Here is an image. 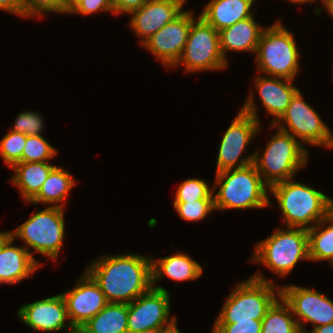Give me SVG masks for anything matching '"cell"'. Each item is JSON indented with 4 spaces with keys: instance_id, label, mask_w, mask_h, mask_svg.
Segmentation results:
<instances>
[{
    "instance_id": "cell-1",
    "label": "cell",
    "mask_w": 333,
    "mask_h": 333,
    "mask_svg": "<svg viewBox=\"0 0 333 333\" xmlns=\"http://www.w3.org/2000/svg\"><path fill=\"white\" fill-rule=\"evenodd\" d=\"M152 257L139 254L100 256L85 271L108 303H131L152 288Z\"/></svg>"
},
{
    "instance_id": "cell-2",
    "label": "cell",
    "mask_w": 333,
    "mask_h": 333,
    "mask_svg": "<svg viewBox=\"0 0 333 333\" xmlns=\"http://www.w3.org/2000/svg\"><path fill=\"white\" fill-rule=\"evenodd\" d=\"M270 193L276 198L289 228L309 230L333 209V198L312 186L295 182L294 178L272 185Z\"/></svg>"
},
{
    "instance_id": "cell-3",
    "label": "cell",
    "mask_w": 333,
    "mask_h": 333,
    "mask_svg": "<svg viewBox=\"0 0 333 333\" xmlns=\"http://www.w3.org/2000/svg\"><path fill=\"white\" fill-rule=\"evenodd\" d=\"M215 210L265 208L272 205L270 187L254 164L216 173L213 192Z\"/></svg>"
},
{
    "instance_id": "cell-4",
    "label": "cell",
    "mask_w": 333,
    "mask_h": 333,
    "mask_svg": "<svg viewBox=\"0 0 333 333\" xmlns=\"http://www.w3.org/2000/svg\"><path fill=\"white\" fill-rule=\"evenodd\" d=\"M275 286L273 279L265 278L259 271L247 280L238 282L227 297L215 323L262 320L281 297L280 286Z\"/></svg>"
},
{
    "instance_id": "cell-5",
    "label": "cell",
    "mask_w": 333,
    "mask_h": 333,
    "mask_svg": "<svg viewBox=\"0 0 333 333\" xmlns=\"http://www.w3.org/2000/svg\"><path fill=\"white\" fill-rule=\"evenodd\" d=\"M256 149L254 162L263 181L272 185L294 178L297 171L306 166L309 152L290 133L278 128L271 136L262 155Z\"/></svg>"
},
{
    "instance_id": "cell-6",
    "label": "cell",
    "mask_w": 333,
    "mask_h": 333,
    "mask_svg": "<svg viewBox=\"0 0 333 333\" xmlns=\"http://www.w3.org/2000/svg\"><path fill=\"white\" fill-rule=\"evenodd\" d=\"M251 262L261 263L271 272L286 277L302 260L309 259L308 230L278 228L254 248Z\"/></svg>"
},
{
    "instance_id": "cell-7",
    "label": "cell",
    "mask_w": 333,
    "mask_h": 333,
    "mask_svg": "<svg viewBox=\"0 0 333 333\" xmlns=\"http://www.w3.org/2000/svg\"><path fill=\"white\" fill-rule=\"evenodd\" d=\"M293 32L278 21L265 27L256 51L257 69L271 77L294 80L299 71V58Z\"/></svg>"
},
{
    "instance_id": "cell-8",
    "label": "cell",
    "mask_w": 333,
    "mask_h": 333,
    "mask_svg": "<svg viewBox=\"0 0 333 333\" xmlns=\"http://www.w3.org/2000/svg\"><path fill=\"white\" fill-rule=\"evenodd\" d=\"M257 110L254 94L251 92L222 136L217 155L216 173L253 164L255 152L243 158L242 153L247 152L246 147L252 142L251 139L261 131V121Z\"/></svg>"
},
{
    "instance_id": "cell-9",
    "label": "cell",
    "mask_w": 333,
    "mask_h": 333,
    "mask_svg": "<svg viewBox=\"0 0 333 333\" xmlns=\"http://www.w3.org/2000/svg\"><path fill=\"white\" fill-rule=\"evenodd\" d=\"M32 216L15 230L8 233L21 238L25 248H32L30 254L38 252L54 261L59 256L65 235L64 208L46 207Z\"/></svg>"
},
{
    "instance_id": "cell-10",
    "label": "cell",
    "mask_w": 333,
    "mask_h": 333,
    "mask_svg": "<svg viewBox=\"0 0 333 333\" xmlns=\"http://www.w3.org/2000/svg\"><path fill=\"white\" fill-rule=\"evenodd\" d=\"M181 64L185 72L218 71L228 67L220 50L219 31L201 16L192 21L186 45L173 67Z\"/></svg>"
},
{
    "instance_id": "cell-11",
    "label": "cell",
    "mask_w": 333,
    "mask_h": 333,
    "mask_svg": "<svg viewBox=\"0 0 333 333\" xmlns=\"http://www.w3.org/2000/svg\"><path fill=\"white\" fill-rule=\"evenodd\" d=\"M271 126L290 133L302 145L307 143L312 146L333 148V133L316 110L303 100L300 90L292 97L286 111Z\"/></svg>"
},
{
    "instance_id": "cell-12",
    "label": "cell",
    "mask_w": 333,
    "mask_h": 333,
    "mask_svg": "<svg viewBox=\"0 0 333 333\" xmlns=\"http://www.w3.org/2000/svg\"><path fill=\"white\" fill-rule=\"evenodd\" d=\"M280 288L281 297L291 307L301 333L308 332L304 328L308 323L313 328L333 323V301L323 293L297 285Z\"/></svg>"
},
{
    "instance_id": "cell-13",
    "label": "cell",
    "mask_w": 333,
    "mask_h": 333,
    "mask_svg": "<svg viewBox=\"0 0 333 333\" xmlns=\"http://www.w3.org/2000/svg\"><path fill=\"white\" fill-rule=\"evenodd\" d=\"M162 286L151 288L128 303V333H136L146 329L164 328L171 325L176 316L170 318V295Z\"/></svg>"
},
{
    "instance_id": "cell-14",
    "label": "cell",
    "mask_w": 333,
    "mask_h": 333,
    "mask_svg": "<svg viewBox=\"0 0 333 333\" xmlns=\"http://www.w3.org/2000/svg\"><path fill=\"white\" fill-rule=\"evenodd\" d=\"M193 12L183 11L153 34L142 46L167 68L178 62L186 45L188 33L194 18Z\"/></svg>"
},
{
    "instance_id": "cell-15",
    "label": "cell",
    "mask_w": 333,
    "mask_h": 333,
    "mask_svg": "<svg viewBox=\"0 0 333 333\" xmlns=\"http://www.w3.org/2000/svg\"><path fill=\"white\" fill-rule=\"evenodd\" d=\"M77 281L72 289L61 293L73 328H81L108 304L99 285L85 270Z\"/></svg>"
},
{
    "instance_id": "cell-16",
    "label": "cell",
    "mask_w": 333,
    "mask_h": 333,
    "mask_svg": "<svg viewBox=\"0 0 333 333\" xmlns=\"http://www.w3.org/2000/svg\"><path fill=\"white\" fill-rule=\"evenodd\" d=\"M17 316L33 331L59 332L73 326L68 322L67 306L62 294L48 297L30 304H23L17 311Z\"/></svg>"
},
{
    "instance_id": "cell-17",
    "label": "cell",
    "mask_w": 333,
    "mask_h": 333,
    "mask_svg": "<svg viewBox=\"0 0 333 333\" xmlns=\"http://www.w3.org/2000/svg\"><path fill=\"white\" fill-rule=\"evenodd\" d=\"M186 0H148L141 8L130 14L133 32L143 45L163 26L183 12Z\"/></svg>"
},
{
    "instance_id": "cell-18",
    "label": "cell",
    "mask_w": 333,
    "mask_h": 333,
    "mask_svg": "<svg viewBox=\"0 0 333 333\" xmlns=\"http://www.w3.org/2000/svg\"><path fill=\"white\" fill-rule=\"evenodd\" d=\"M8 233L0 242V284H15L30 278L40 265L25 247L13 245Z\"/></svg>"
},
{
    "instance_id": "cell-19",
    "label": "cell",
    "mask_w": 333,
    "mask_h": 333,
    "mask_svg": "<svg viewBox=\"0 0 333 333\" xmlns=\"http://www.w3.org/2000/svg\"><path fill=\"white\" fill-rule=\"evenodd\" d=\"M294 80L279 77L258 76L254 79L257 93L268 115L274 117L275 123L286 111L292 97L299 90L293 85Z\"/></svg>"
},
{
    "instance_id": "cell-20",
    "label": "cell",
    "mask_w": 333,
    "mask_h": 333,
    "mask_svg": "<svg viewBox=\"0 0 333 333\" xmlns=\"http://www.w3.org/2000/svg\"><path fill=\"white\" fill-rule=\"evenodd\" d=\"M264 28L257 24L253 15L220 30V50L226 62H228V51H247L256 54L259 38Z\"/></svg>"
},
{
    "instance_id": "cell-21",
    "label": "cell",
    "mask_w": 333,
    "mask_h": 333,
    "mask_svg": "<svg viewBox=\"0 0 333 333\" xmlns=\"http://www.w3.org/2000/svg\"><path fill=\"white\" fill-rule=\"evenodd\" d=\"M152 257V288L156 289L157 282L162 277H168L173 281L196 280L203 273V267L185 253L172 254L159 259Z\"/></svg>"
},
{
    "instance_id": "cell-22",
    "label": "cell",
    "mask_w": 333,
    "mask_h": 333,
    "mask_svg": "<svg viewBox=\"0 0 333 333\" xmlns=\"http://www.w3.org/2000/svg\"><path fill=\"white\" fill-rule=\"evenodd\" d=\"M256 0H210L199 14L217 31L252 17V4Z\"/></svg>"
},
{
    "instance_id": "cell-23",
    "label": "cell",
    "mask_w": 333,
    "mask_h": 333,
    "mask_svg": "<svg viewBox=\"0 0 333 333\" xmlns=\"http://www.w3.org/2000/svg\"><path fill=\"white\" fill-rule=\"evenodd\" d=\"M57 165L47 162H22L11 167L14 171L11 183L20 190L27 204L38 194L49 173Z\"/></svg>"
},
{
    "instance_id": "cell-24",
    "label": "cell",
    "mask_w": 333,
    "mask_h": 333,
    "mask_svg": "<svg viewBox=\"0 0 333 333\" xmlns=\"http://www.w3.org/2000/svg\"><path fill=\"white\" fill-rule=\"evenodd\" d=\"M75 185L76 180L70 172L62 166H56L49 173L38 194L29 203L33 205L42 203L49 207L64 208V202Z\"/></svg>"
},
{
    "instance_id": "cell-25",
    "label": "cell",
    "mask_w": 333,
    "mask_h": 333,
    "mask_svg": "<svg viewBox=\"0 0 333 333\" xmlns=\"http://www.w3.org/2000/svg\"><path fill=\"white\" fill-rule=\"evenodd\" d=\"M127 318V303H108L81 329L86 333H128Z\"/></svg>"
},
{
    "instance_id": "cell-26",
    "label": "cell",
    "mask_w": 333,
    "mask_h": 333,
    "mask_svg": "<svg viewBox=\"0 0 333 333\" xmlns=\"http://www.w3.org/2000/svg\"><path fill=\"white\" fill-rule=\"evenodd\" d=\"M308 247L310 261L327 260L333 266V209L308 230Z\"/></svg>"
},
{
    "instance_id": "cell-27",
    "label": "cell",
    "mask_w": 333,
    "mask_h": 333,
    "mask_svg": "<svg viewBox=\"0 0 333 333\" xmlns=\"http://www.w3.org/2000/svg\"><path fill=\"white\" fill-rule=\"evenodd\" d=\"M261 333H301L291 307L280 297L262 319Z\"/></svg>"
},
{
    "instance_id": "cell-28",
    "label": "cell",
    "mask_w": 333,
    "mask_h": 333,
    "mask_svg": "<svg viewBox=\"0 0 333 333\" xmlns=\"http://www.w3.org/2000/svg\"><path fill=\"white\" fill-rule=\"evenodd\" d=\"M58 150L42 135H29L22 153V162H47L56 156Z\"/></svg>"
},
{
    "instance_id": "cell-29",
    "label": "cell",
    "mask_w": 333,
    "mask_h": 333,
    "mask_svg": "<svg viewBox=\"0 0 333 333\" xmlns=\"http://www.w3.org/2000/svg\"><path fill=\"white\" fill-rule=\"evenodd\" d=\"M27 135L10 130L0 141V156L5 165L11 168L16 163H22V153Z\"/></svg>"
},
{
    "instance_id": "cell-30",
    "label": "cell",
    "mask_w": 333,
    "mask_h": 333,
    "mask_svg": "<svg viewBox=\"0 0 333 333\" xmlns=\"http://www.w3.org/2000/svg\"><path fill=\"white\" fill-rule=\"evenodd\" d=\"M213 193V188H210L208 182L203 180V178H189L178 186L174 202L214 199Z\"/></svg>"
},
{
    "instance_id": "cell-31",
    "label": "cell",
    "mask_w": 333,
    "mask_h": 333,
    "mask_svg": "<svg viewBox=\"0 0 333 333\" xmlns=\"http://www.w3.org/2000/svg\"><path fill=\"white\" fill-rule=\"evenodd\" d=\"M173 208L185 221H200L214 212V199H200L191 202H174Z\"/></svg>"
},
{
    "instance_id": "cell-32",
    "label": "cell",
    "mask_w": 333,
    "mask_h": 333,
    "mask_svg": "<svg viewBox=\"0 0 333 333\" xmlns=\"http://www.w3.org/2000/svg\"><path fill=\"white\" fill-rule=\"evenodd\" d=\"M24 17H41L45 13H68L66 0H22ZM42 14V15H41Z\"/></svg>"
},
{
    "instance_id": "cell-33",
    "label": "cell",
    "mask_w": 333,
    "mask_h": 333,
    "mask_svg": "<svg viewBox=\"0 0 333 333\" xmlns=\"http://www.w3.org/2000/svg\"><path fill=\"white\" fill-rule=\"evenodd\" d=\"M14 122L13 128L10 130L24 133L27 136L41 135L44 128L41 114L33 111L21 112Z\"/></svg>"
},
{
    "instance_id": "cell-34",
    "label": "cell",
    "mask_w": 333,
    "mask_h": 333,
    "mask_svg": "<svg viewBox=\"0 0 333 333\" xmlns=\"http://www.w3.org/2000/svg\"><path fill=\"white\" fill-rule=\"evenodd\" d=\"M262 320L214 323L211 333H261Z\"/></svg>"
},
{
    "instance_id": "cell-35",
    "label": "cell",
    "mask_w": 333,
    "mask_h": 333,
    "mask_svg": "<svg viewBox=\"0 0 333 333\" xmlns=\"http://www.w3.org/2000/svg\"><path fill=\"white\" fill-rule=\"evenodd\" d=\"M112 12L111 0H77L69 9L68 14L90 15L96 12Z\"/></svg>"
},
{
    "instance_id": "cell-36",
    "label": "cell",
    "mask_w": 333,
    "mask_h": 333,
    "mask_svg": "<svg viewBox=\"0 0 333 333\" xmlns=\"http://www.w3.org/2000/svg\"><path fill=\"white\" fill-rule=\"evenodd\" d=\"M113 6V14L121 13L131 14L141 8L148 0H111Z\"/></svg>"
},
{
    "instance_id": "cell-37",
    "label": "cell",
    "mask_w": 333,
    "mask_h": 333,
    "mask_svg": "<svg viewBox=\"0 0 333 333\" xmlns=\"http://www.w3.org/2000/svg\"><path fill=\"white\" fill-rule=\"evenodd\" d=\"M0 10L24 17V4L22 0H0Z\"/></svg>"
},
{
    "instance_id": "cell-38",
    "label": "cell",
    "mask_w": 333,
    "mask_h": 333,
    "mask_svg": "<svg viewBox=\"0 0 333 333\" xmlns=\"http://www.w3.org/2000/svg\"><path fill=\"white\" fill-rule=\"evenodd\" d=\"M307 333H333V323L315 327Z\"/></svg>"
},
{
    "instance_id": "cell-39",
    "label": "cell",
    "mask_w": 333,
    "mask_h": 333,
    "mask_svg": "<svg viewBox=\"0 0 333 333\" xmlns=\"http://www.w3.org/2000/svg\"><path fill=\"white\" fill-rule=\"evenodd\" d=\"M162 333H180L177 327V319L171 325L162 328Z\"/></svg>"
},
{
    "instance_id": "cell-40",
    "label": "cell",
    "mask_w": 333,
    "mask_h": 333,
    "mask_svg": "<svg viewBox=\"0 0 333 333\" xmlns=\"http://www.w3.org/2000/svg\"><path fill=\"white\" fill-rule=\"evenodd\" d=\"M321 5H323L324 9H326L328 14L333 18V0H323Z\"/></svg>"
},
{
    "instance_id": "cell-41",
    "label": "cell",
    "mask_w": 333,
    "mask_h": 333,
    "mask_svg": "<svg viewBox=\"0 0 333 333\" xmlns=\"http://www.w3.org/2000/svg\"><path fill=\"white\" fill-rule=\"evenodd\" d=\"M287 1H289V2H291V3H295V4H297V3H299L300 5L301 4H305V3H314V2H316L317 0H287ZM321 3H323V0H321Z\"/></svg>"
},
{
    "instance_id": "cell-42",
    "label": "cell",
    "mask_w": 333,
    "mask_h": 333,
    "mask_svg": "<svg viewBox=\"0 0 333 333\" xmlns=\"http://www.w3.org/2000/svg\"><path fill=\"white\" fill-rule=\"evenodd\" d=\"M136 333H162V328L146 329V330L136 332Z\"/></svg>"
},
{
    "instance_id": "cell-43",
    "label": "cell",
    "mask_w": 333,
    "mask_h": 333,
    "mask_svg": "<svg viewBox=\"0 0 333 333\" xmlns=\"http://www.w3.org/2000/svg\"><path fill=\"white\" fill-rule=\"evenodd\" d=\"M66 333H86V332L81 328H73L72 330L67 331Z\"/></svg>"
},
{
    "instance_id": "cell-44",
    "label": "cell",
    "mask_w": 333,
    "mask_h": 333,
    "mask_svg": "<svg viewBox=\"0 0 333 333\" xmlns=\"http://www.w3.org/2000/svg\"><path fill=\"white\" fill-rule=\"evenodd\" d=\"M77 0H66L68 9L76 2Z\"/></svg>"
},
{
    "instance_id": "cell-45",
    "label": "cell",
    "mask_w": 333,
    "mask_h": 333,
    "mask_svg": "<svg viewBox=\"0 0 333 333\" xmlns=\"http://www.w3.org/2000/svg\"><path fill=\"white\" fill-rule=\"evenodd\" d=\"M7 234H8V232H6V231H4V232L0 231V242Z\"/></svg>"
}]
</instances>
